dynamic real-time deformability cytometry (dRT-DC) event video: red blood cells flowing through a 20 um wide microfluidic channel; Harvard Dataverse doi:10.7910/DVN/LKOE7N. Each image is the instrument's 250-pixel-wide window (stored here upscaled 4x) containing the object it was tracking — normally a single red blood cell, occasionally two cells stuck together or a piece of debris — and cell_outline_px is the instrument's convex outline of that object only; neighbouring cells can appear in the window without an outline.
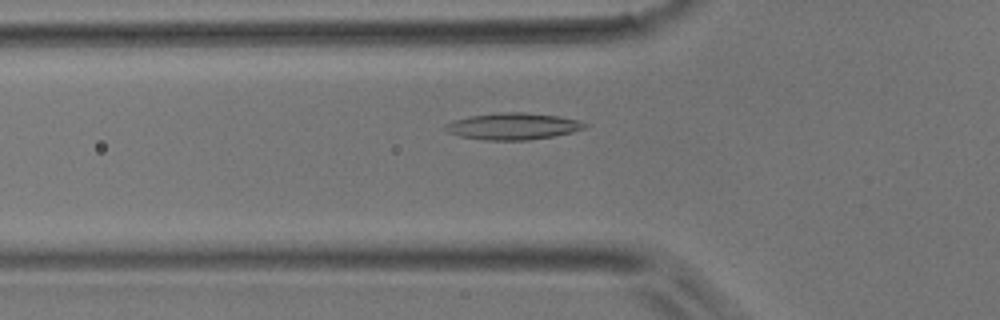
{"species": "common noctule bat (a hibernating species)", "species_latin": "Nyctalus noctula", "temperature_condition": "room temperature", "stored_images_in_passage": 48, "camera_frame_rate_fps": 3000, "um_per_image_px": 0.085, "animal": {"sex": "male", "body_mass_g": 17.9}, "frame": {"image": 1, "passage_image": 15, "time_ms": 4.667, "image_size_px": [1000, 320], "cell_outline_px": [[588, 124], [584, 128], [572, 132], [552, 136], [528, 140], [484, 140], [460, 136], [448, 132], [444, 128], [444, 124], [468, 116], [500, 112], [524, 112], [560, 116], [580, 120]], "centroid_in_image_um": [43.61, 10.72], "position_along_channel_um": 82.2, "area_um2": 21.68}}
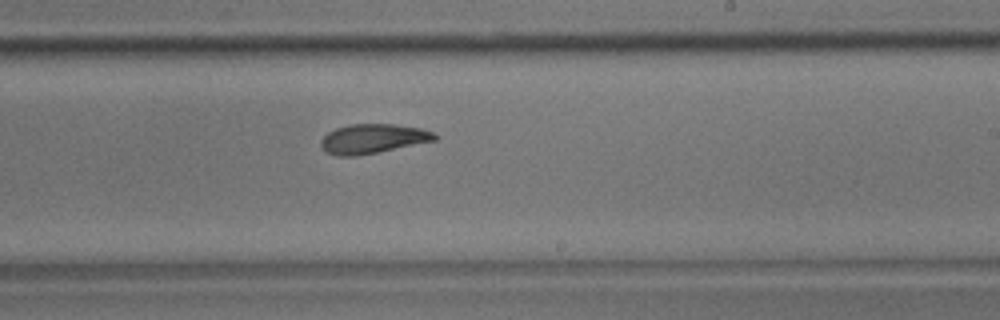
{"frame": {"image": 2, "passage_image": 28, "time_ms": 9.0, "image_size_px": [1000, 320], "cell_outline_px": [[436, 140], [356, 156], [336, 156], [328, 152], [320, 144], [320, 140], [328, 132], [336, 128], [348, 124], [392, 124], [420, 128], [432, 132], [436, 136]], "centroid_in_image_um": [31.65, 11.78], "position_along_channel_um": 257.4, "area_um2": 19.19}}
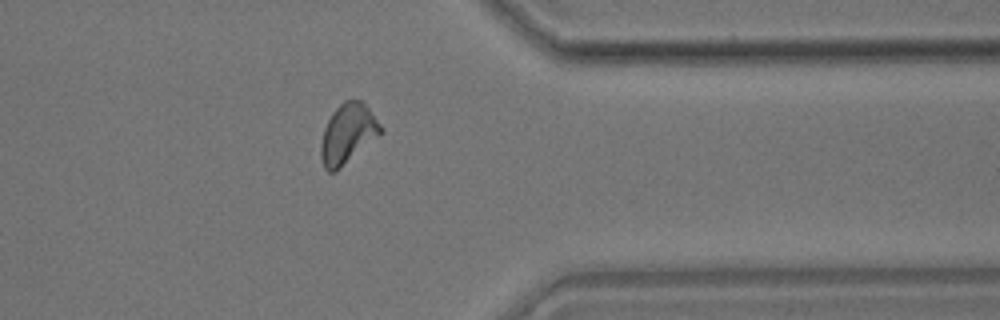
{"frame": {"image": 3, "passage_image": 38, "time_ms": 12.333, "image_size_px": [1000, 320], "cell_outline_px": [[384, 132], [340, 168], [332, 172], [328, 172], [324, 168], [320, 156], [320, 144], [324, 128], [332, 112], [344, 100], [360, 100], [368, 108], [384, 128]], "centroid_in_image_um": [29.56, 11.37], "position_along_channel_um": 381.8, "area_um2": 20.81}}